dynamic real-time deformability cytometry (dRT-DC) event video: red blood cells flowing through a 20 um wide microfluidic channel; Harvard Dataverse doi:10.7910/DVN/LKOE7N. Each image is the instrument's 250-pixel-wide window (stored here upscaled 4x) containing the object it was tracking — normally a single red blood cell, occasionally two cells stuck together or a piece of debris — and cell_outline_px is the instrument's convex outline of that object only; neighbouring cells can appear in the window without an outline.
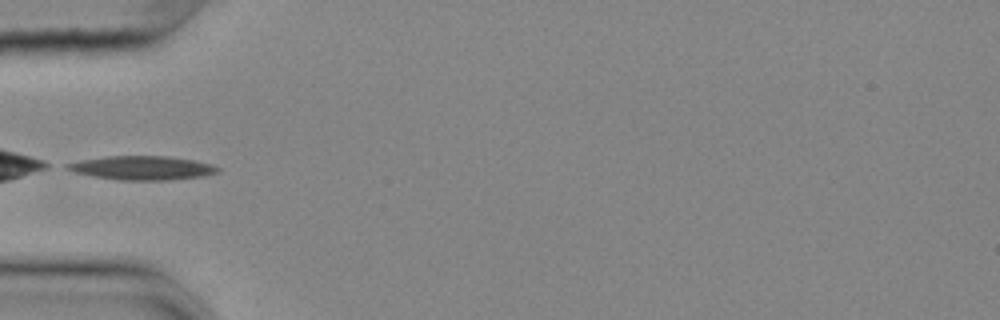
{"species": "common noctule bat (a hibernating species)", "species_latin": "Nyctalus noctula", "temperature_condition": "cold", "stored_images_in_passage": 29, "camera_frame_rate_fps": 3000, "um_per_image_px": 0.085, "animal": {"sex": "female", "body_mass_g": 25.1}, "frame": {"image": 1, "passage_image": 1, "time_ms": 0.0, "image_size_px": [1000, 320], "cell_outline_px": [[220, 172], [204, 176], [172, 180], [120, 180], [96, 176], [76, 172], [64, 168], [64, 164], [80, 160], [108, 156], [168, 156], [192, 160], [212, 164], [220, 168]], "centroid_in_image_um": [12.12, 14.27], "position_along_channel_um": 72.9, "area_um2": 20.92}}
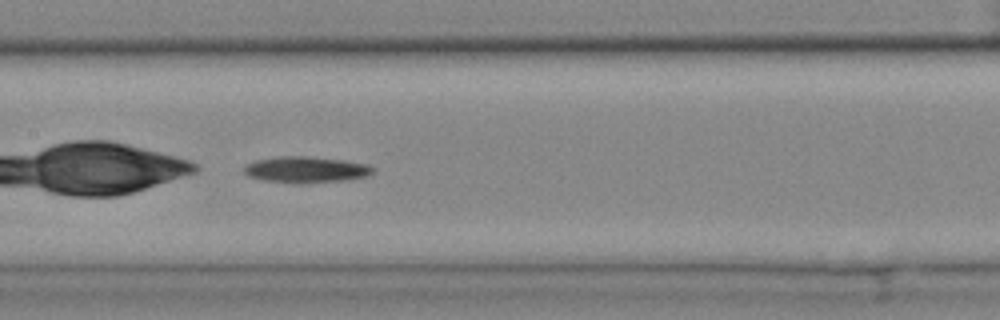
{"frame": {"image": 2, "passage_image": 10, "time_ms": 3.0, "image_size_px": [1000, 320], "cell_outline_px": [[376, 168], [368, 176], [344, 180], [304, 184], [296, 184], [264, 180], [248, 176], [244, 172], [244, 168], [248, 164], [256, 160], [280, 156], [308, 156], [344, 160], [368, 164]], "centroid_in_image_um": [26.03, 14.42], "position_along_channel_um": 181.4, "area_um2": 19.83}}
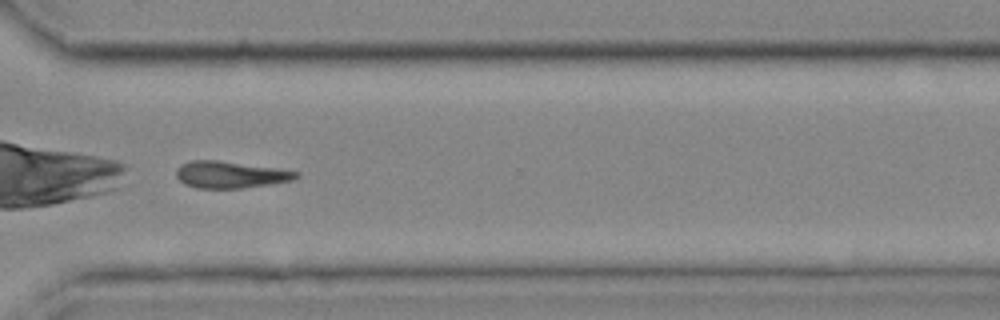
{"frame": {"image": 3, "passage_image": 24, "time_ms": 7.667, "image_size_px": [1000, 320], "cell_outline_px": [[300, 176], [292, 180], [268, 184], [240, 188], [196, 188], [184, 184], [176, 176], [176, 168], [180, 164], [192, 160], [216, 160], [276, 168], [300, 172]], "centroid_in_image_um": [19.54, 14.84], "position_along_channel_um": 351.1, "area_um2": 18.61}}